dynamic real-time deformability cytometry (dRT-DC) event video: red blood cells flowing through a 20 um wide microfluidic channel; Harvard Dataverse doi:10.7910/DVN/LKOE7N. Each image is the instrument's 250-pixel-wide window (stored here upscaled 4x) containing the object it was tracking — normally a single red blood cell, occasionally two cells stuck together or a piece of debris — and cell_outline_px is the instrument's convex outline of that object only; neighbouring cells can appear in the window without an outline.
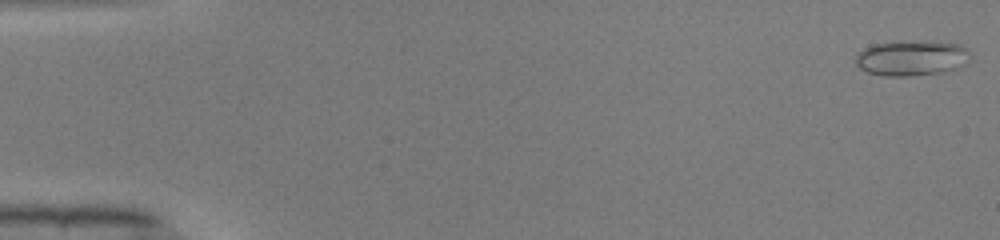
{"species": "common noctule bat (a hibernating species)", "species_latin": "Nyctalus noctula", "temperature_condition": "warm", "stored_images_in_passage": 50, "camera_frame_rate_fps": 3000, "um_per_image_px": 0.085, "animal": {"sex": "male", "body_mass_g": 19.0, "forearm_length_mm": 50.8}, "frame": {"image": 1, "passage_image": 1, "time_ms": 0.0, "image_size_px": [1000, 240], "cell_outline_px": [[972, 56], [964, 64], [956, 68], [944, 72], [908, 76], [884, 76], [868, 72], [860, 68], [856, 64], [856, 56], [864, 48], [876, 44], [932, 40], [960, 44]], "centroid_in_image_um": [77.52, 4.93], "position_along_channel_um": 7.5, "area_um2": 23.47}}
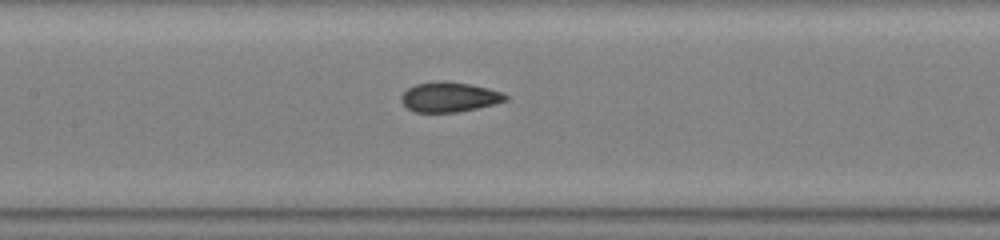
{"frame": {"image": 2, "passage_image": 24, "time_ms": 7.667, "image_size_px": [1000, 240], "cell_outline_px": [[508, 100], [476, 108], [456, 112], [416, 112], [408, 108], [400, 100], [400, 96], [408, 88], [416, 84], [436, 80], [444, 80], [468, 84], [488, 88], [504, 92], [508, 96]], "centroid_in_image_um": [38.18, 8.23], "position_along_channel_um": 169.2, "area_um2": 18.15}}
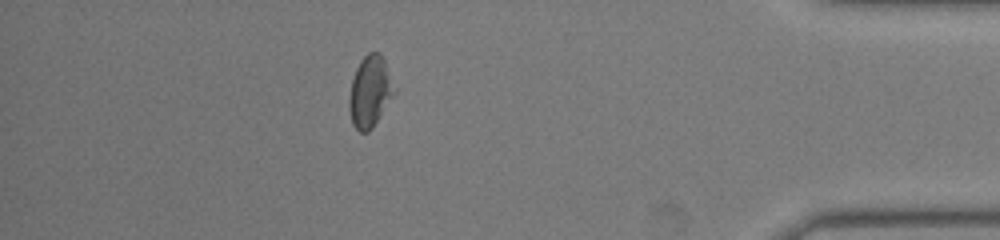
{"frame": {"image": 3, "passage_image": 44, "time_ms": 14.333, "image_size_px": [1000, 240], "cell_outline_px": [[396, 92], [372, 128], [368, 132], [360, 132], [352, 124], [348, 108], [348, 100], [352, 80], [356, 68], [360, 60], [368, 52], [380, 52], [384, 60]], "centroid_in_image_um": [31.43, 7.79], "position_along_channel_um": 403.8, "area_um2": 18.67}, "authors_computed_cell_mechanics": {"area_um2": 18.4382, "velocity_mm_per_s": 4.1078, "shape_relaxation_time_tau1_ms": 8.3112, "shape_relaxation_time_tau2_ms": 1.311, "deformation_change_tau1": 0.1683, "deformation_change_tau2": 0.0557}}